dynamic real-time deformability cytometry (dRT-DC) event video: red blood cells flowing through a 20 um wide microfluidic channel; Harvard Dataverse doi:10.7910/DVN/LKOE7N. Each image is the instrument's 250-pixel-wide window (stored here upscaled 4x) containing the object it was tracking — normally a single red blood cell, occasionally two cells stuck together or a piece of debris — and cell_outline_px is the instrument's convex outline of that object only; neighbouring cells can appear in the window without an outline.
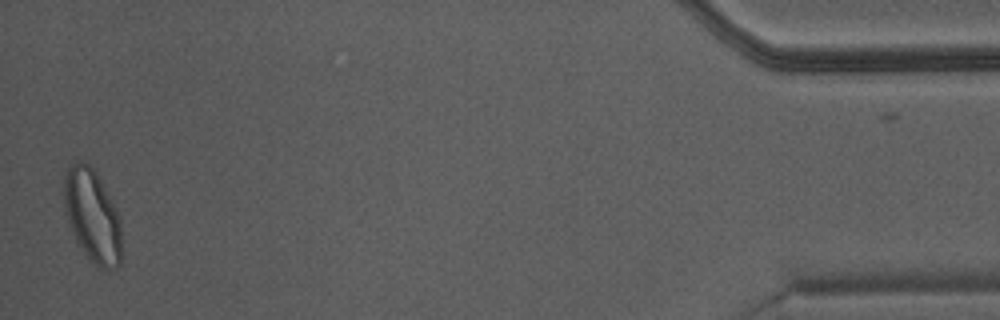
{"species": "Egyptian fruit bat (a non-hibernating species)", "species_latin": "Rousettus aegyptiacus", "temperature_condition": "warm", "stored_images_in_passage": 48, "camera_frame_rate_fps": 3000, "um_per_image_px": 0.085, "animal": {"sex": "male"}, "frame": {"image": 1, "passage_image": 47, "time_ms": 15.333, "image_size_px": [1000, 320], "cell_outline_px": [[120, 264], [116, 268], [100, 268], [76, 244], [64, 212], [64, 172], [72, 164], [80, 160], [88, 164], [96, 172], [116, 208], [120, 216]], "centroid_in_image_um": [7.82, 18.32], "position_along_channel_um": 427.4, "area_um2": 31.1}}